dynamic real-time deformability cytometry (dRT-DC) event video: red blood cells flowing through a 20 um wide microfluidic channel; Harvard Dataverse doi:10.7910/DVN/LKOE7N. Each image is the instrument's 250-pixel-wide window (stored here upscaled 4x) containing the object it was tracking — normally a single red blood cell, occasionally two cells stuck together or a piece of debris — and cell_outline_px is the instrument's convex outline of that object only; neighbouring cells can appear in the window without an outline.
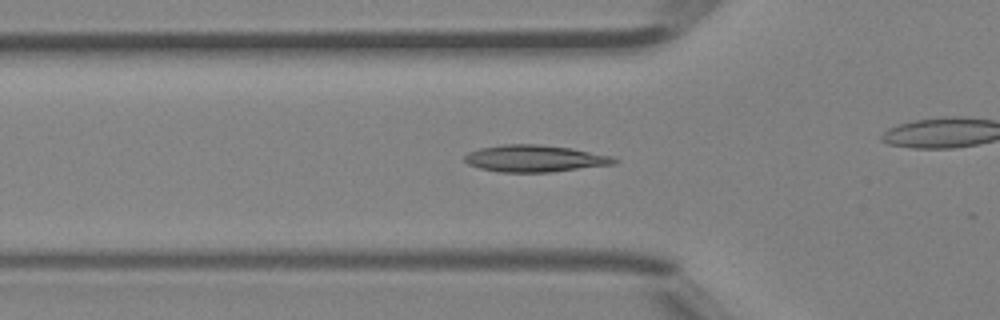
{"species": "Egyptian fruit bat (a non-hibernating species)", "species_latin": "Rousettus aegyptiacus", "temperature_condition": "room temperature", "stored_images_in_passage": 37, "camera_frame_rate_fps": 3000, "um_per_image_px": 0.085, "animal": {"sex": "female"}, "frame": {"image": 1, "passage_image": 16, "time_ms": 5.0, "image_size_px": [1000, 320], "cell_outline_px": [[620, 160], [612, 164], [548, 172], [500, 172], [480, 168], [468, 164], [464, 160], [464, 156], [468, 152], [480, 148], [504, 144], [536, 144], [568, 148], [612, 156]], "centroid_in_image_um": [45.4, 13.47], "position_along_channel_um": 80.4, "area_um2": 23.06}}
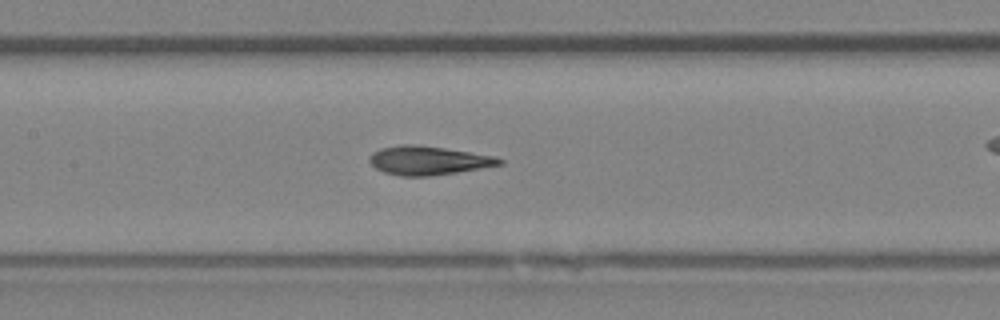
{"frame": {"image": 2, "passage_image": 22, "time_ms": 7.0, "image_size_px": [1000, 320], "cell_outline_px": [[504, 164], [456, 172], [428, 176], [400, 176], [384, 172], [376, 168], [368, 160], [372, 152], [380, 148], [404, 144], [412, 144], [444, 148], [496, 156], [504, 160]], "centroid_in_image_um": [36.4, 13.64], "position_along_channel_um": 171.0, "area_um2": 21.68}}